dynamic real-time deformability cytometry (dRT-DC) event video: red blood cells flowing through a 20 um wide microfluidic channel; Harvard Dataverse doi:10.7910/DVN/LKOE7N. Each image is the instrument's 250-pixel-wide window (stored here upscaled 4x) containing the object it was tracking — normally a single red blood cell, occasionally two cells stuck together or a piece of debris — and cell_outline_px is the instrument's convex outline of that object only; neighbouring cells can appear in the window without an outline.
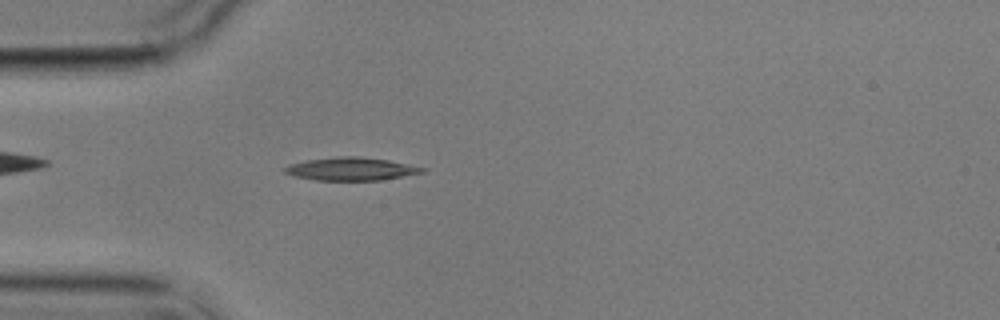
{"species": "common noctule bat (a hibernating species)", "species_latin": "Nyctalus noctula", "temperature_condition": "cold", "stored_images_in_passage": 4, "camera_frame_rate_fps": 3000, "um_per_image_px": 0.085, "animal": {"sex": "male", "body_mass_g": 17.9}, "frame": {"image": 1, "passage_image": 4, "time_ms": 3.333, "image_size_px": [1000, 320], "cell_outline_px": [[428, 168], [424, 172], [380, 180], [316, 180], [296, 176], [284, 172], [284, 168], [288, 164], [308, 160], [336, 156], [360, 156], [388, 160]], "centroid_in_image_um": [29.85, 14.35], "position_along_channel_um": 55.1, "area_um2": 18.32}}